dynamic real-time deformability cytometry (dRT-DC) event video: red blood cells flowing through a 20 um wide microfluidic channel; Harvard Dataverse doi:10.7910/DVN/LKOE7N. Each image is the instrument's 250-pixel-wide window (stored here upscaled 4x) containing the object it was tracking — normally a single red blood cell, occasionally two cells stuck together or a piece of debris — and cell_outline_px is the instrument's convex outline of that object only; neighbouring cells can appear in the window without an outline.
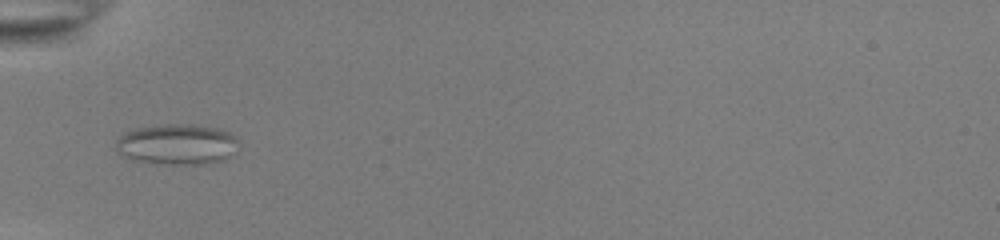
{"species": "common noctule bat (a hibernating species)", "species_latin": "Nyctalus noctula", "temperature_condition": "room temperature", "stored_images_in_passage": 33, "camera_frame_rate_fps": 3000, "um_per_image_px": 0.085, "animal": {"sex": "female", "body_mass_g": 22.0, "forearm_length_mm": 56.7}, "frame": {"image": 1, "passage_image": 1, "time_ms": 0.0, "image_size_px": [1000, 240], "cell_outline_px": [[236, 140], [228, 156], [220, 160], [204, 164], [160, 164], [132, 160], [120, 152], [116, 148], [116, 140], [124, 132], [136, 128], [164, 124], [196, 124], [216, 128], [228, 132]], "centroid_in_image_um": [14.95, 12.26], "position_along_channel_um": 70.0, "area_um2": 28.55}}
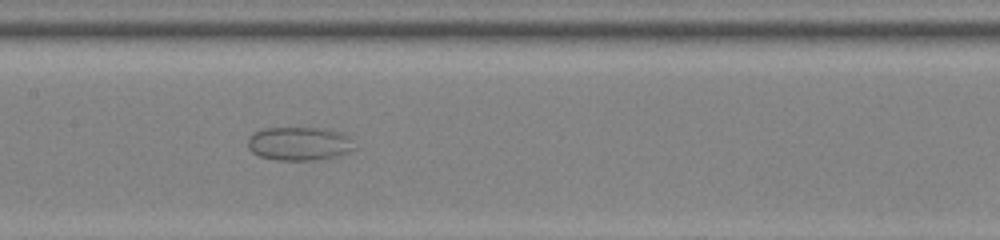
{"frame": {"image": 2, "passage_image": 10, "time_ms": 3.0, "image_size_px": [1000, 240], "cell_outline_px": [[352, 148], [348, 152], [336, 156], [312, 160], [276, 160], [260, 156], [252, 152], [248, 148], [248, 136], [264, 128], [316, 128], [344, 132], [348, 136]], "centroid_in_image_um": [25.38, 12.21], "position_along_channel_um": 182.0, "area_um2": 20.58}}
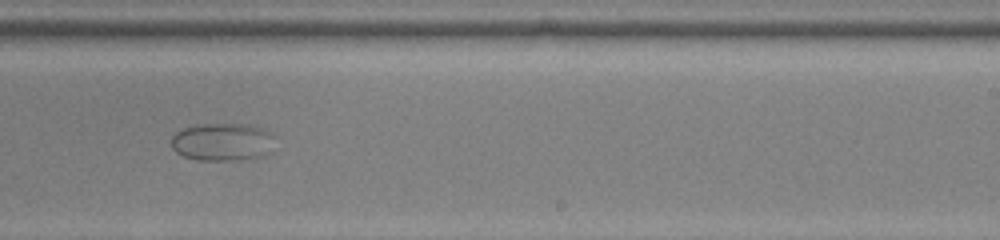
{"frame": {"image": 3, "passage_image": 17, "time_ms": 5.333, "image_size_px": [1000, 240], "cell_outline_px": [[272, 136], [260, 156], [232, 160], [196, 160], [184, 156], [176, 152], [172, 148], [172, 136], [176, 132], [184, 128], [196, 124], [248, 124], [264, 128], [272, 132]], "centroid_in_image_um": [18.78, 12.03], "position_along_channel_um": 270.2, "area_um2": 22.2}}